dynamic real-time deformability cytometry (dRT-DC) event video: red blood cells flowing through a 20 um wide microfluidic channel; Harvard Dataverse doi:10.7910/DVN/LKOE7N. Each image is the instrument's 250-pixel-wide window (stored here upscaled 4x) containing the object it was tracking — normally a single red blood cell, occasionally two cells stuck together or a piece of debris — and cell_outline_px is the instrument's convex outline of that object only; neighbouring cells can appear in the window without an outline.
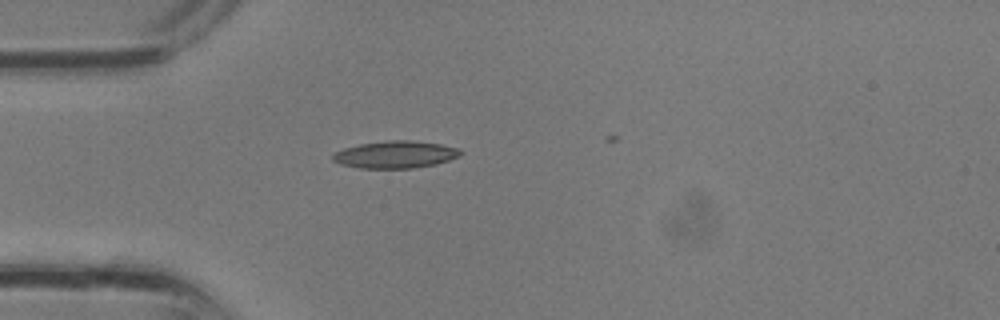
{"species": "common noctule bat (a hibernating species)", "species_latin": "Nyctalus noctula", "temperature_condition": "room temperature", "stored_images_in_passage": 4, "camera_frame_rate_fps": 3000, "um_per_image_px": 0.085, "animal": {"sex": "male", "body_mass_g": 13.3}, "frame": {"image": 1, "passage_image": 1, "time_ms": 0.0, "image_size_px": [1000, 320], "cell_outline_px": [[464, 152], [460, 156], [436, 164], [412, 168], [360, 168], [340, 164], [332, 160], [332, 156], [336, 152], [344, 148], [360, 144], [388, 140], [412, 140], [440, 144], [460, 148]], "centroid_in_image_um": [33.64, 13.13], "position_along_channel_um": 51.4, "area_um2": 20.29}}
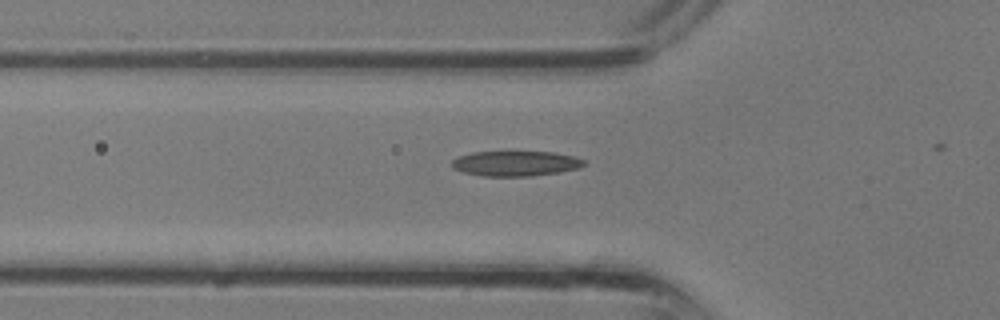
{"frame": {"image": 2, "passage_image": 3, "time_ms": 0.667, "image_size_px": [1000, 320], "cell_outline_px": [[584, 164], [580, 168], [560, 172], [532, 176], [484, 176], [464, 172], [452, 168], [452, 160], [456, 156], [472, 152], [556, 152], [576, 156], [584, 160]], "centroid_in_image_um": [43.83, 13.89], "position_along_channel_um": 82.0, "area_um2": 19.48}}